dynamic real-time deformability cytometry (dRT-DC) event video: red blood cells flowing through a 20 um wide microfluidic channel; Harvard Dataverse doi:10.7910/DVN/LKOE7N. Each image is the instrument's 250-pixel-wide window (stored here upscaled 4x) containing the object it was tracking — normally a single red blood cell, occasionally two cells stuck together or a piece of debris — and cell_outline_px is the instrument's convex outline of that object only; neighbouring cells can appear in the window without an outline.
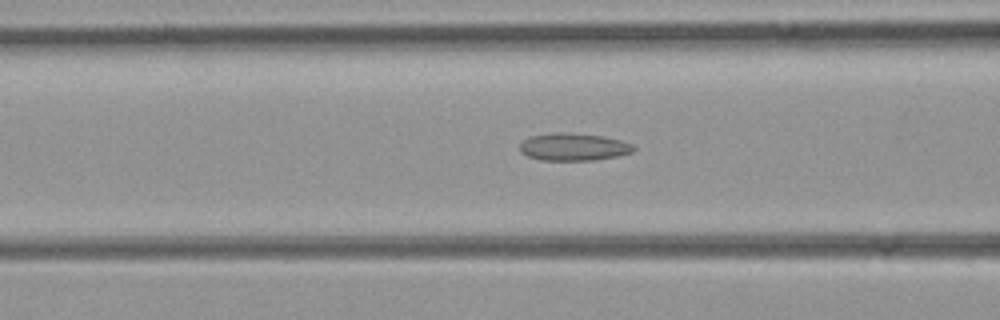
{"species": "common noctule bat (a hibernating species)", "species_latin": "Nyctalus noctula", "temperature_condition": "room temperature", "stored_images_in_passage": 39, "camera_frame_rate_fps": 3000, "um_per_image_px": 0.085, "animal": {"sex": "female", "body_mass_g": 21.9}, "frame": {"image": 1, "passage_image": 8, "time_ms": 2.333, "image_size_px": [1000, 320], "cell_outline_px": [[636, 148], [632, 152], [616, 156], [596, 160], [540, 160], [528, 156], [520, 152], [520, 144], [528, 136], [552, 132], [560, 132], [604, 136], [620, 140], [632, 144]], "centroid_in_image_um": [48.72, 12.48], "position_along_channel_um": 117.9, "area_um2": 18.26}}
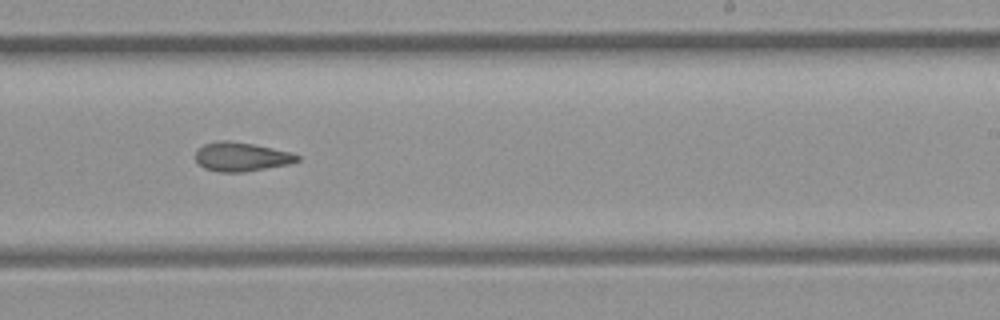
{"frame": {"image": 2, "passage_image": 19, "time_ms": 6.0, "image_size_px": [1000, 320], "cell_outline_px": [[300, 160], [288, 164], [244, 172], [220, 172], [204, 168], [196, 160], [196, 148], [204, 144], [216, 140], [228, 140], [252, 144], [292, 152], [300, 156]], "centroid_in_image_um": [20.5, 13.31], "position_along_channel_um": 268.5, "area_um2": 17.22}}
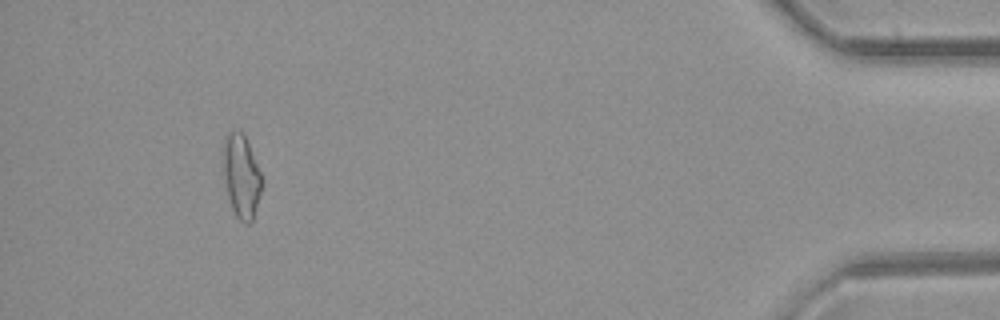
{"frame": {"image": 3, "passage_image": 35, "time_ms": 11.333, "image_size_px": [1000, 320], "cell_outline_px": [[264, 184], [252, 220], [248, 224], [244, 224], [236, 216], [232, 208], [228, 196], [224, 172], [224, 140], [228, 132], [244, 132], [264, 180]], "centroid_in_image_um": [20.56, 14.99], "position_along_channel_um": 414.6, "area_um2": 18.67}}